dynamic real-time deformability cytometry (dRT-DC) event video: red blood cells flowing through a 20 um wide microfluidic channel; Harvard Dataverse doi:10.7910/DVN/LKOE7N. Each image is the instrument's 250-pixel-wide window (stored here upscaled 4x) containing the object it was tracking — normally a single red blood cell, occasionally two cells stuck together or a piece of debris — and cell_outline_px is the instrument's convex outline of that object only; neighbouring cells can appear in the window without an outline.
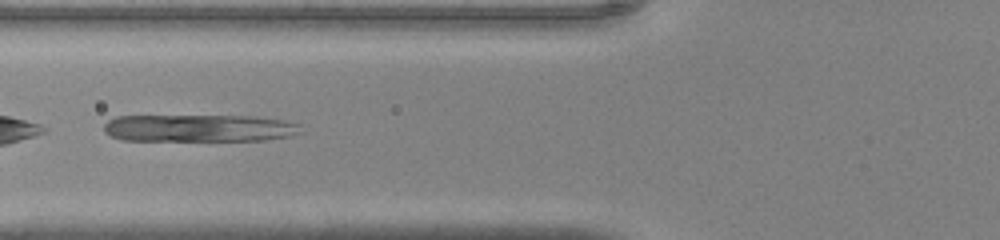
{"species": "common noctule bat (a hibernating species)", "species_latin": "Nyctalus noctula", "temperature_condition": "warm", "stored_images_in_passage": 33, "camera_frame_rate_fps": 3000, "um_per_image_px": 0.085, "animal": {"sex": "male", "body_mass_g": 20.0, "forearm_length_mm": 53.3}, "frame": {"image": 1, "passage_image": 7, "time_ms": 2.0, "image_size_px": [1000, 240], "cell_outline_px": [[300, 132], [288, 136], [264, 140], [124, 140], [108, 136], [104, 132], [104, 124], [108, 120], [116, 116], [252, 116], [284, 120], [300, 124]], "centroid_in_image_um": [16.88, 10.88], "position_along_channel_um": 108.9, "area_um2": 31.27}}